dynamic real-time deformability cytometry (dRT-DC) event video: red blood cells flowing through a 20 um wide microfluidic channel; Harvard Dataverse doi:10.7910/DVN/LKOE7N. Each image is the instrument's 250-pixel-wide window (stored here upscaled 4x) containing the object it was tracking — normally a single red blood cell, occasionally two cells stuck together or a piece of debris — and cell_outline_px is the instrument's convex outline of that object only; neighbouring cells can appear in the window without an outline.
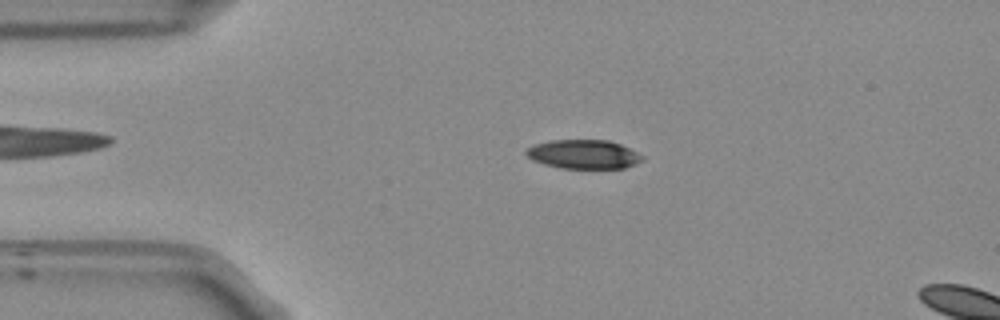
{"species": "Egyptian fruit bat (a non-hibernating species)", "species_latin": "Rousettus aegyptiacus", "temperature_condition": "room temperature", "stored_images_in_passage": 54, "segment_of_instrument_passage": [1, 2], "camera_frame_rate_fps": 3000, "um_per_image_px": 0.085, "frame": {"image": 1, "passage_image": 11, "time_ms": 3.333, "image_size_px": [1000, 320], "cell_outline_px": [[644, 160], [624, 168], [560, 168], [544, 164], [532, 160], [524, 152], [528, 148], [536, 144], [552, 140], [608, 140], [620, 144], [644, 156]], "centroid_in_image_um": [49.61, 13.11], "position_along_channel_um": 35.4, "area_um2": 19.48}}
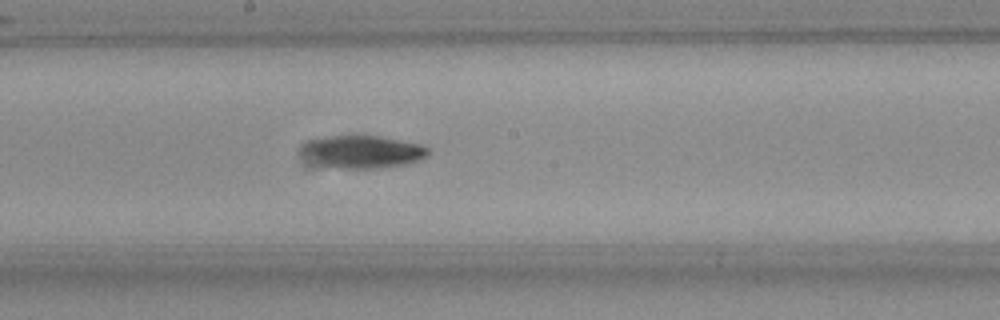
{"frame": {"image": 2, "passage_image": 28, "time_ms": 9.0, "image_size_px": [1000, 320], "cell_outline_px": [[428, 156], [420, 160], [408, 164], [380, 168], [340, 168], [324, 164], [308, 148], [308, 144], [312, 140], [324, 136], [380, 136], [420, 144], [428, 148]], "centroid_in_image_um": [31.11, 12.89], "position_along_channel_um": 217.1, "area_um2": 22.54}}
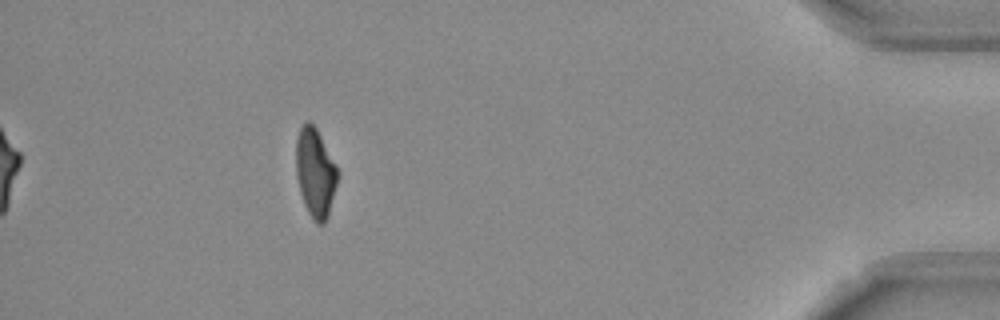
{"frame": {"image": 3, "passage_image": 48, "time_ms": 15.667, "image_size_px": [1000, 320], "cell_outline_px": [[340, 172], [328, 216], [324, 224], [316, 224], [308, 212], [304, 204], [300, 192], [296, 176], [296, 140], [300, 128], [308, 120], [316, 128], [336, 164]], "centroid_in_image_um": [26.81, 14.7], "position_along_channel_um": 408.4, "area_um2": 21.62}}